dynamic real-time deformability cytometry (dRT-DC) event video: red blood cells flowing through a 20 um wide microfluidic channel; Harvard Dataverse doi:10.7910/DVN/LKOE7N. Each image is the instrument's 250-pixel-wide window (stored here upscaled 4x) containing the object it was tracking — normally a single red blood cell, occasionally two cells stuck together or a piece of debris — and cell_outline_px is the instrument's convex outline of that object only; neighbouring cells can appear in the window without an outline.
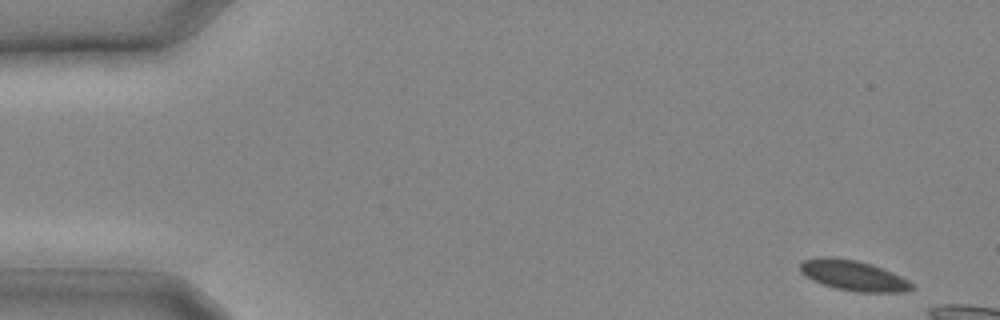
{"species": "common noctule bat (a hibernating species)", "species_latin": "Nyctalus noctula", "temperature_condition": "cold", "stored_images_in_passage": 5, "camera_frame_rate_fps": 3000, "um_per_image_px": 0.085, "animal": {"sex": "male", "body_mass_g": 20.4}, "frame": {"image": 1, "passage_image": 1, "time_ms": 0.0, "image_size_px": [1000, 320], "cell_outline_px": [[916, 288], [904, 292], [856, 292], [836, 288], [812, 280], [804, 276], [800, 272], [800, 264], [804, 260], [816, 256], [832, 256], [856, 260], [872, 264], [892, 272], [908, 280]], "centroid_in_image_um": [72.51, 23.4], "position_along_channel_um": 12.5, "area_um2": 19.94}}